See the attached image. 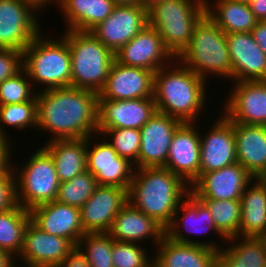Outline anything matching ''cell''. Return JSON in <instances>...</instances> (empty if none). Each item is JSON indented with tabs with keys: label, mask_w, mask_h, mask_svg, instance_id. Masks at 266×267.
Wrapping results in <instances>:
<instances>
[{
	"label": "cell",
	"mask_w": 266,
	"mask_h": 267,
	"mask_svg": "<svg viewBox=\"0 0 266 267\" xmlns=\"http://www.w3.org/2000/svg\"><path fill=\"white\" fill-rule=\"evenodd\" d=\"M36 97L37 130L50 133L49 140L88 138L93 134L97 140V93L64 87L37 91Z\"/></svg>",
	"instance_id": "obj_1"
},
{
	"label": "cell",
	"mask_w": 266,
	"mask_h": 267,
	"mask_svg": "<svg viewBox=\"0 0 266 267\" xmlns=\"http://www.w3.org/2000/svg\"><path fill=\"white\" fill-rule=\"evenodd\" d=\"M190 192V186L165 167L135 168L127 199L165 230Z\"/></svg>",
	"instance_id": "obj_2"
},
{
	"label": "cell",
	"mask_w": 266,
	"mask_h": 267,
	"mask_svg": "<svg viewBox=\"0 0 266 267\" xmlns=\"http://www.w3.org/2000/svg\"><path fill=\"white\" fill-rule=\"evenodd\" d=\"M173 62L154 73L153 98L156 110L183 123H196L203 107L207 105V83L179 60Z\"/></svg>",
	"instance_id": "obj_3"
},
{
	"label": "cell",
	"mask_w": 266,
	"mask_h": 267,
	"mask_svg": "<svg viewBox=\"0 0 266 267\" xmlns=\"http://www.w3.org/2000/svg\"><path fill=\"white\" fill-rule=\"evenodd\" d=\"M177 60L206 82L209 75L232 80L226 34L207 14L195 26L189 46Z\"/></svg>",
	"instance_id": "obj_4"
},
{
	"label": "cell",
	"mask_w": 266,
	"mask_h": 267,
	"mask_svg": "<svg viewBox=\"0 0 266 267\" xmlns=\"http://www.w3.org/2000/svg\"><path fill=\"white\" fill-rule=\"evenodd\" d=\"M64 33L71 55V87L99 94L115 61L114 53L91 32Z\"/></svg>",
	"instance_id": "obj_5"
},
{
	"label": "cell",
	"mask_w": 266,
	"mask_h": 267,
	"mask_svg": "<svg viewBox=\"0 0 266 267\" xmlns=\"http://www.w3.org/2000/svg\"><path fill=\"white\" fill-rule=\"evenodd\" d=\"M205 14V0H165L147 9L148 25L158 31L176 59L189 46L195 26Z\"/></svg>",
	"instance_id": "obj_6"
},
{
	"label": "cell",
	"mask_w": 266,
	"mask_h": 267,
	"mask_svg": "<svg viewBox=\"0 0 266 267\" xmlns=\"http://www.w3.org/2000/svg\"><path fill=\"white\" fill-rule=\"evenodd\" d=\"M23 68L33 86L45 87L41 90L71 87V55L63 37L46 38L40 32L23 50Z\"/></svg>",
	"instance_id": "obj_7"
},
{
	"label": "cell",
	"mask_w": 266,
	"mask_h": 267,
	"mask_svg": "<svg viewBox=\"0 0 266 267\" xmlns=\"http://www.w3.org/2000/svg\"><path fill=\"white\" fill-rule=\"evenodd\" d=\"M16 165L13 164L17 204L31 210L56 201L60 182L52 156L43 146L28 157L22 168Z\"/></svg>",
	"instance_id": "obj_8"
},
{
	"label": "cell",
	"mask_w": 266,
	"mask_h": 267,
	"mask_svg": "<svg viewBox=\"0 0 266 267\" xmlns=\"http://www.w3.org/2000/svg\"><path fill=\"white\" fill-rule=\"evenodd\" d=\"M39 10L28 0H0V48L23 52L41 32Z\"/></svg>",
	"instance_id": "obj_9"
},
{
	"label": "cell",
	"mask_w": 266,
	"mask_h": 267,
	"mask_svg": "<svg viewBox=\"0 0 266 267\" xmlns=\"http://www.w3.org/2000/svg\"><path fill=\"white\" fill-rule=\"evenodd\" d=\"M182 211L184 216H181ZM180 213V214H179ZM180 215V217H178ZM178 217V218H177ZM185 228L188 233L193 234H206L209 231H215L219 237L223 240H227L216 228L213 217L209 209L191 192L186 196V199L178 205L173 219L168 227L165 229V236L177 243L185 244H199L209 247L213 250L219 251L223 247L219 245L220 242L213 241H195L190 239L187 235H184L183 229ZM182 229V231H181ZM183 232V233H182ZM205 242V243H204ZM207 242V243H206ZM221 246V247H220Z\"/></svg>",
	"instance_id": "obj_10"
},
{
	"label": "cell",
	"mask_w": 266,
	"mask_h": 267,
	"mask_svg": "<svg viewBox=\"0 0 266 267\" xmlns=\"http://www.w3.org/2000/svg\"><path fill=\"white\" fill-rule=\"evenodd\" d=\"M97 136L104 139L99 143L95 141L96 143L92 144L93 147L90 143L93 135L87 138V170L100 186H116L128 190L135 170L134 165L120 157L106 141V137H101V134Z\"/></svg>",
	"instance_id": "obj_11"
},
{
	"label": "cell",
	"mask_w": 266,
	"mask_h": 267,
	"mask_svg": "<svg viewBox=\"0 0 266 267\" xmlns=\"http://www.w3.org/2000/svg\"><path fill=\"white\" fill-rule=\"evenodd\" d=\"M114 57L122 65L143 68L154 73L176 59L165 46L158 31L148 24L123 45Z\"/></svg>",
	"instance_id": "obj_12"
},
{
	"label": "cell",
	"mask_w": 266,
	"mask_h": 267,
	"mask_svg": "<svg viewBox=\"0 0 266 267\" xmlns=\"http://www.w3.org/2000/svg\"><path fill=\"white\" fill-rule=\"evenodd\" d=\"M147 24L146 8L142 6L116 5L111 15L90 32L115 54Z\"/></svg>",
	"instance_id": "obj_13"
},
{
	"label": "cell",
	"mask_w": 266,
	"mask_h": 267,
	"mask_svg": "<svg viewBox=\"0 0 266 267\" xmlns=\"http://www.w3.org/2000/svg\"><path fill=\"white\" fill-rule=\"evenodd\" d=\"M76 249L69 240L48 234L38 228L31 220L24 232L23 246L16 258L32 267H52L64 262Z\"/></svg>",
	"instance_id": "obj_14"
},
{
	"label": "cell",
	"mask_w": 266,
	"mask_h": 267,
	"mask_svg": "<svg viewBox=\"0 0 266 267\" xmlns=\"http://www.w3.org/2000/svg\"><path fill=\"white\" fill-rule=\"evenodd\" d=\"M225 100L224 115L231 121L266 126V80L237 81Z\"/></svg>",
	"instance_id": "obj_15"
},
{
	"label": "cell",
	"mask_w": 266,
	"mask_h": 267,
	"mask_svg": "<svg viewBox=\"0 0 266 267\" xmlns=\"http://www.w3.org/2000/svg\"><path fill=\"white\" fill-rule=\"evenodd\" d=\"M183 122L175 117L156 112L140 129L141 144L138 168L164 167L177 128Z\"/></svg>",
	"instance_id": "obj_16"
},
{
	"label": "cell",
	"mask_w": 266,
	"mask_h": 267,
	"mask_svg": "<svg viewBox=\"0 0 266 267\" xmlns=\"http://www.w3.org/2000/svg\"><path fill=\"white\" fill-rule=\"evenodd\" d=\"M254 177L238 162L203 173L190 187L198 199L241 200Z\"/></svg>",
	"instance_id": "obj_17"
},
{
	"label": "cell",
	"mask_w": 266,
	"mask_h": 267,
	"mask_svg": "<svg viewBox=\"0 0 266 267\" xmlns=\"http://www.w3.org/2000/svg\"><path fill=\"white\" fill-rule=\"evenodd\" d=\"M195 124L185 122L177 128L164 166L190 187L200 177V133Z\"/></svg>",
	"instance_id": "obj_18"
},
{
	"label": "cell",
	"mask_w": 266,
	"mask_h": 267,
	"mask_svg": "<svg viewBox=\"0 0 266 267\" xmlns=\"http://www.w3.org/2000/svg\"><path fill=\"white\" fill-rule=\"evenodd\" d=\"M208 131L206 135H200V176L237 162L235 133L231 121L222 114L217 121L215 119Z\"/></svg>",
	"instance_id": "obj_19"
},
{
	"label": "cell",
	"mask_w": 266,
	"mask_h": 267,
	"mask_svg": "<svg viewBox=\"0 0 266 267\" xmlns=\"http://www.w3.org/2000/svg\"><path fill=\"white\" fill-rule=\"evenodd\" d=\"M154 72L114 61L98 100L153 98Z\"/></svg>",
	"instance_id": "obj_20"
},
{
	"label": "cell",
	"mask_w": 266,
	"mask_h": 267,
	"mask_svg": "<svg viewBox=\"0 0 266 267\" xmlns=\"http://www.w3.org/2000/svg\"><path fill=\"white\" fill-rule=\"evenodd\" d=\"M127 189L116 186H98L80 208L85 233H108L113 220L128 202Z\"/></svg>",
	"instance_id": "obj_21"
},
{
	"label": "cell",
	"mask_w": 266,
	"mask_h": 267,
	"mask_svg": "<svg viewBox=\"0 0 266 267\" xmlns=\"http://www.w3.org/2000/svg\"><path fill=\"white\" fill-rule=\"evenodd\" d=\"M156 112L154 98L98 100V129H141Z\"/></svg>",
	"instance_id": "obj_22"
},
{
	"label": "cell",
	"mask_w": 266,
	"mask_h": 267,
	"mask_svg": "<svg viewBox=\"0 0 266 267\" xmlns=\"http://www.w3.org/2000/svg\"><path fill=\"white\" fill-rule=\"evenodd\" d=\"M232 63V82L266 80V54L251 32L226 34Z\"/></svg>",
	"instance_id": "obj_23"
},
{
	"label": "cell",
	"mask_w": 266,
	"mask_h": 267,
	"mask_svg": "<svg viewBox=\"0 0 266 267\" xmlns=\"http://www.w3.org/2000/svg\"><path fill=\"white\" fill-rule=\"evenodd\" d=\"M31 221L48 234L69 239L77 246L85 234L80 209L52 201L29 210Z\"/></svg>",
	"instance_id": "obj_24"
},
{
	"label": "cell",
	"mask_w": 266,
	"mask_h": 267,
	"mask_svg": "<svg viewBox=\"0 0 266 267\" xmlns=\"http://www.w3.org/2000/svg\"><path fill=\"white\" fill-rule=\"evenodd\" d=\"M108 234L114 241L141 243L152 239L158 245L165 235V230L152 218L127 202L113 220ZM144 239V240H143Z\"/></svg>",
	"instance_id": "obj_25"
},
{
	"label": "cell",
	"mask_w": 266,
	"mask_h": 267,
	"mask_svg": "<svg viewBox=\"0 0 266 267\" xmlns=\"http://www.w3.org/2000/svg\"><path fill=\"white\" fill-rule=\"evenodd\" d=\"M233 124L237 162L242 165L254 179L266 176V126Z\"/></svg>",
	"instance_id": "obj_26"
},
{
	"label": "cell",
	"mask_w": 266,
	"mask_h": 267,
	"mask_svg": "<svg viewBox=\"0 0 266 267\" xmlns=\"http://www.w3.org/2000/svg\"><path fill=\"white\" fill-rule=\"evenodd\" d=\"M155 248V267H217L218 251L203 245L177 243L164 235Z\"/></svg>",
	"instance_id": "obj_27"
},
{
	"label": "cell",
	"mask_w": 266,
	"mask_h": 267,
	"mask_svg": "<svg viewBox=\"0 0 266 267\" xmlns=\"http://www.w3.org/2000/svg\"><path fill=\"white\" fill-rule=\"evenodd\" d=\"M57 8L68 25L65 30L90 32L111 15L114 0H58Z\"/></svg>",
	"instance_id": "obj_28"
},
{
	"label": "cell",
	"mask_w": 266,
	"mask_h": 267,
	"mask_svg": "<svg viewBox=\"0 0 266 267\" xmlns=\"http://www.w3.org/2000/svg\"><path fill=\"white\" fill-rule=\"evenodd\" d=\"M86 145L87 138L48 140L44 144L52 156L60 183L87 170Z\"/></svg>",
	"instance_id": "obj_29"
},
{
	"label": "cell",
	"mask_w": 266,
	"mask_h": 267,
	"mask_svg": "<svg viewBox=\"0 0 266 267\" xmlns=\"http://www.w3.org/2000/svg\"><path fill=\"white\" fill-rule=\"evenodd\" d=\"M253 182L246 187L241 197L238 237L257 238L266 229V181L254 179Z\"/></svg>",
	"instance_id": "obj_30"
},
{
	"label": "cell",
	"mask_w": 266,
	"mask_h": 267,
	"mask_svg": "<svg viewBox=\"0 0 266 267\" xmlns=\"http://www.w3.org/2000/svg\"><path fill=\"white\" fill-rule=\"evenodd\" d=\"M211 2L215 4L205 0L206 14L225 34L251 32L258 21L246 3L232 0Z\"/></svg>",
	"instance_id": "obj_31"
},
{
	"label": "cell",
	"mask_w": 266,
	"mask_h": 267,
	"mask_svg": "<svg viewBox=\"0 0 266 267\" xmlns=\"http://www.w3.org/2000/svg\"><path fill=\"white\" fill-rule=\"evenodd\" d=\"M227 242L231 245L217 252V267H266V251L258 238L235 236Z\"/></svg>",
	"instance_id": "obj_32"
},
{
	"label": "cell",
	"mask_w": 266,
	"mask_h": 267,
	"mask_svg": "<svg viewBox=\"0 0 266 267\" xmlns=\"http://www.w3.org/2000/svg\"><path fill=\"white\" fill-rule=\"evenodd\" d=\"M30 220L29 210L19 204L0 213V249L15 259L22 250L24 232Z\"/></svg>",
	"instance_id": "obj_33"
},
{
	"label": "cell",
	"mask_w": 266,
	"mask_h": 267,
	"mask_svg": "<svg viewBox=\"0 0 266 267\" xmlns=\"http://www.w3.org/2000/svg\"><path fill=\"white\" fill-rule=\"evenodd\" d=\"M199 200L209 209L217 230L226 239L239 234L241 200Z\"/></svg>",
	"instance_id": "obj_34"
},
{
	"label": "cell",
	"mask_w": 266,
	"mask_h": 267,
	"mask_svg": "<svg viewBox=\"0 0 266 267\" xmlns=\"http://www.w3.org/2000/svg\"><path fill=\"white\" fill-rule=\"evenodd\" d=\"M113 243L108 233H85L79 239L76 249L91 267H114Z\"/></svg>",
	"instance_id": "obj_35"
},
{
	"label": "cell",
	"mask_w": 266,
	"mask_h": 267,
	"mask_svg": "<svg viewBox=\"0 0 266 267\" xmlns=\"http://www.w3.org/2000/svg\"><path fill=\"white\" fill-rule=\"evenodd\" d=\"M98 186L95 177L86 170L71 180L60 183L56 201L80 209Z\"/></svg>",
	"instance_id": "obj_36"
},
{
	"label": "cell",
	"mask_w": 266,
	"mask_h": 267,
	"mask_svg": "<svg viewBox=\"0 0 266 267\" xmlns=\"http://www.w3.org/2000/svg\"><path fill=\"white\" fill-rule=\"evenodd\" d=\"M37 97L23 103L0 106V134L6 136L4 126L25 130L33 128L37 131ZM2 125V126H1ZM3 127V128H2ZM5 130V131H4Z\"/></svg>",
	"instance_id": "obj_37"
},
{
	"label": "cell",
	"mask_w": 266,
	"mask_h": 267,
	"mask_svg": "<svg viewBox=\"0 0 266 267\" xmlns=\"http://www.w3.org/2000/svg\"><path fill=\"white\" fill-rule=\"evenodd\" d=\"M98 133L104 137L107 135V142L114 148L118 155L132 163L134 168H138V153L141 144L140 129H98Z\"/></svg>",
	"instance_id": "obj_38"
},
{
	"label": "cell",
	"mask_w": 266,
	"mask_h": 267,
	"mask_svg": "<svg viewBox=\"0 0 266 267\" xmlns=\"http://www.w3.org/2000/svg\"><path fill=\"white\" fill-rule=\"evenodd\" d=\"M33 88L26 70L22 68L14 76L9 77L0 84V106L32 100L37 95L36 92L32 93L35 90Z\"/></svg>",
	"instance_id": "obj_39"
},
{
	"label": "cell",
	"mask_w": 266,
	"mask_h": 267,
	"mask_svg": "<svg viewBox=\"0 0 266 267\" xmlns=\"http://www.w3.org/2000/svg\"><path fill=\"white\" fill-rule=\"evenodd\" d=\"M147 251L146 247L137 243L114 241L112 250L114 267H151L153 257L150 259Z\"/></svg>",
	"instance_id": "obj_40"
},
{
	"label": "cell",
	"mask_w": 266,
	"mask_h": 267,
	"mask_svg": "<svg viewBox=\"0 0 266 267\" xmlns=\"http://www.w3.org/2000/svg\"><path fill=\"white\" fill-rule=\"evenodd\" d=\"M23 68V52L0 48V84Z\"/></svg>",
	"instance_id": "obj_41"
},
{
	"label": "cell",
	"mask_w": 266,
	"mask_h": 267,
	"mask_svg": "<svg viewBox=\"0 0 266 267\" xmlns=\"http://www.w3.org/2000/svg\"><path fill=\"white\" fill-rule=\"evenodd\" d=\"M14 171L0 175V213L16 205Z\"/></svg>",
	"instance_id": "obj_42"
},
{
	"label": "cell",
	"mask_w": 266,
	"mask_h": 267,
	"mask_svg": "<svg viewBox=\"0 0 266 267\" xmlns=\"http://www.w3.org/2000/svg\"><path fill=\"white\" fill-rule=\"evenodd\" d=\"M11 137H7L0 134V175L6 174L9 171H13L12 158L13 155L11 152L12 145Z\"/></svg>",
	"instance_id": "obj_43"
},
{
	"label": "cell",
	"mask_w": 266,
	"mask_h": 267,
	"mask_svg": "<svg viewBox=\"0 0 266 267\" xmlns=\"http://www.w3.org/2000/svg\"><path fill=\"white\" fill-rule=\"evenodd\" d=\"M52 267H91L80 252L75 249L69 257L62 263H58Z\"/></svg>",
	"instance_id": "obj_44"
},
{
	"label": "cell",
	"mask_w": 266,
	"mask_h": 267,
	"mask_svg": "<svg viewBox=\"0 0 266 267\" xmlns=\"http://www.w3.org/2000/svg\"><path fill=\"white\" fill-rule=\"evenodd\" d=\"M251 34L254 41L259 44L261 50L266 54V20L257 21L255 27L251 31Z\"/></svg>",
	"instance_id": "obj_45"
},
{
	"label": "cell",
	"mask_w": 266,
	"mask_h": 267,
	"mask_svg": "<svg viewBox=\"0 0 266 267\" xmlns=\"http://www.w3.org/2000/svg\"><path fill=\"white\" fill-rule=\"evenodd\" d=\"M248 5L258 21L266 20V0H251Z\"/></svg>",
	"instance_id": "obj_46"
},
{
	"label": "cell",
	"mask_w": 266,
	"mask_h": 267,
	"mask_svg": "<svg viewBox=\"0 0 266 267\" xmlns=\"http://www.w3.org/2000/svg\"><path fill=\"white\" fill-rule=\"evenodd\" d=\"M13 261H16L7 251L0 249V267H9Z\"/></svg>",
	"instance_id": "obj_47"
},
{
	"label": "cell",
	"mask_w": 266,
	"mask_h": 267,
	"mask_svg": "<svg viewBox=\"0 0 266 267\" xmlns=\"http://www.w3.org/2000/svg\"><path fill=\"white\" fill-rule=\"evenodd\" d=\"M31 1L38 9H44L43 6L46 7V5H49L50 3H56L58 2V0H28Z\"/></svg>",
	"instance_id": "obj_48"
},
{
	"label": "cell",
	"mask_w": 266,
	"mask_h": 267,
	"mask_svg": "<svg viewBox=\"0 0 266 267\" xmlns=\"http://www.w3.org/2000/svg\"><path fill=\"white\" fill-rule=\"evenodd\" d=\"M116 5L142 6L141 0H114Z\"/></svg>",
	"instance_id": "obj_49"
},
{
	"label": "cell",
	"mask_w": 266,
	"mask_h": 267,
	"mask_svg": "<svg viewBox=\"0 0 266 267\" xmlns=\"http://www.w3.org/2000/svg\"><path fill=\"white\" fill-rule=\"evenodd\" d=\"M141 1H142V7L149 9L153 4L165 0H141Z\"/></svg>",
	"instance_id": "obj_50"
},
{
	"label": "cell",
	"mask_w": 266,
	"mask_h": 267,
	"mask_svg": "<svg viewBox=\"0 0 266 267\" xmlns=\"http://www.w3.org/2000/svg\"><path fill=\"white\" fill-rule=\"evenodd\" d=\"M259 241L262 243L264 250L266 251V229L258 237Z\"/></svg>",
	"instance_id": "obj_51"
},
{
	"label": "cell",
	"mask_w": 266,
	"mask_h": 267,
	"mask_svg": "<svg viewBox=\"0 0 266 267\" xmlns=\"http://www.w3.org/2000/svg\"><path fill=\"white\" fill-rule=\"evenodd\" d=\"M14 263H15V261H14L9 267H18V266H19V267H23V265H21V266L18 265V266H17V264L15 263V265H14ZM24 265H25L24 267H32V266H30V265H28V264H24Z\"/></svg>",
	"instance_id": "obj_52"
},
{
	"label": "cell",
	"mask_w": 266,
	"mask_h": 267,
	"mask_svg": "<svg viewBox=\"0 0 266 267\" xmlns=\"http://www.w3.org/2000/svg\"><path fill=\"white\" fill-rule=\"evenodd\" d=\"M232 1H237V2L248 4L251 0H232Z\"/></svg>",
	"instance_id": "obj_53"
}]
</instances>
